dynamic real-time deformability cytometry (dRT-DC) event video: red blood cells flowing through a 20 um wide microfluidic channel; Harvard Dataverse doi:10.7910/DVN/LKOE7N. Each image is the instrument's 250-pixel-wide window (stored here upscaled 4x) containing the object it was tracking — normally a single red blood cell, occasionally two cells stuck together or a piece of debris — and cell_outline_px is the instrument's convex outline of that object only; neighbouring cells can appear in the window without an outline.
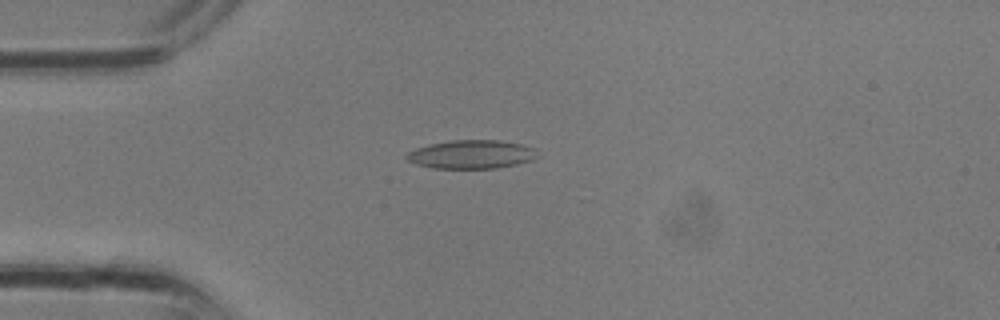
{"species": "common noctule bat (a hibernating species)", "species_latin": "Nyctalus noctula", "temperature_condition": "room temperature", "stored_images_in_passage": 25, "camera_frame_rate_fps": 3000, "um_per_image_px": 0.085, "animal": {"sex": "male", "body_mass_g": 13.3}, "frame": {"image": 1, "passage_image": 1, "time_ms": 0.0, "image_size_px": [1000, 320], "cell_outline_px": [[540, 156], [532, 160], [516, 164], [496, 168], [432, 168], [416, 164], [408, 160], [404, 156], [408, 152], [416, 148], [432, 144], [452, 140], [500, 140], [520, 144], [536, 148]], "centroid_in_image_um": [40.11, 13.12], "position_along_channel_um": 44.9, "area_um2": 21.79}}
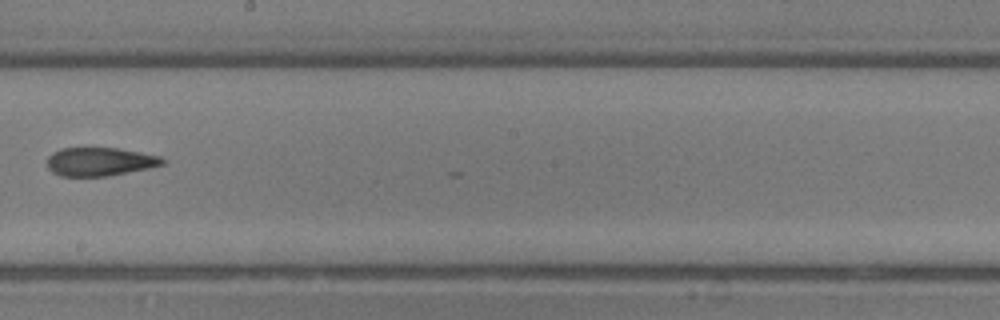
{"frame": {"image": 2, "passage_image": 11, "time_ms": 3.333, "image_size_px": [1000, 320], "cell_outline_px": [[168, 160], [164, 164], [148, 168], [108, 176], [60, 176], [52, 172], [48, 168], [48, 156], [52, 152], [60, 148], [120, 148], [160, 156]], "centroid_in_image_um": [8.49, 13.73], "position_along_channel_um": 239.7, "area_um2": 19.25}}
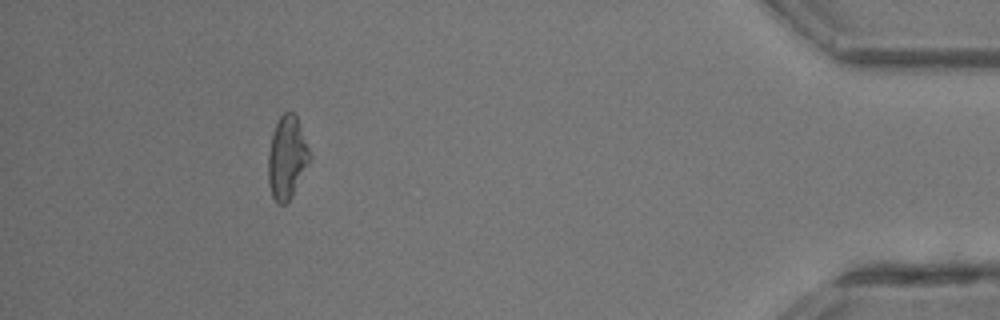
{"frame": {"image": 3, "passage_image": 22, "time_ms": 7.0, "image_size_px": [1000, 320], "cell_outline_px": [[312, 156], [292, 196], [284, 204], [276, 204], [272, 196], [268, 184], [268, 152], [272, 132], [280, 116], [284, 112], [292, 112], [296, 116], [312, 152]], "centroid_in_image_um": [24.39, 13.39], "position_along_channel_um": 410.8, "area_um2": 20.23}}